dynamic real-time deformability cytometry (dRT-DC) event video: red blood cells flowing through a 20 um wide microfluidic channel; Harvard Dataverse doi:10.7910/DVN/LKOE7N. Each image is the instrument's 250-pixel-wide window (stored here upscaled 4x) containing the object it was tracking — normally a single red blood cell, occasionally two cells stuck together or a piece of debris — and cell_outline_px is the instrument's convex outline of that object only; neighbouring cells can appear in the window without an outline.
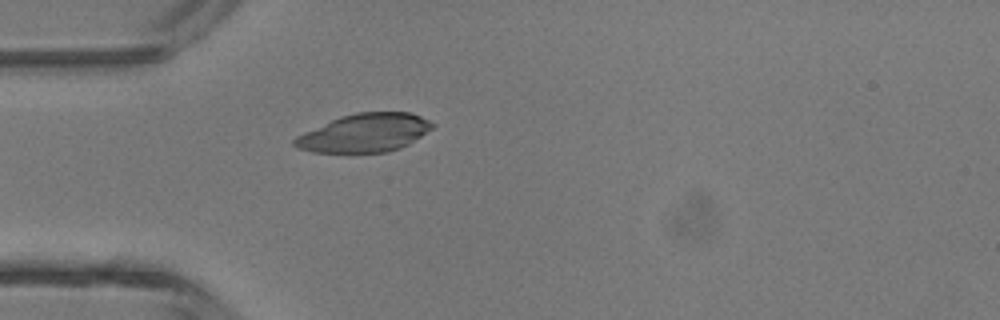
{"species": "common noctule bat (a hibernating species)", "species_latin": "Nyctalus noctula", "temperature_condition": "room temperature", "stored_images_in_passage": 1, "camera_frame_rate_fps": 3000, "um_per_image_px": 0.085, "animal": {"sex": "male", "body_mass_g": 13.3}, "frame": {"image": 1, "passage_image": 1, "time_ms": 0.0, "image_size_px": [1000, 320], "cell_outline_px": [[436, 124], [432, 128], [408, 144], [400, 148], [388, 152], [312, 152], [296, 148], [292, 144], [292, 140], [296, 136], [304, 132], [340, 116], [356, 112], [412, 112]], "centroid_in_image_um": [30.96, 11.29], "position_along_channel_um": 54.0, "area_um2": 30.75}}